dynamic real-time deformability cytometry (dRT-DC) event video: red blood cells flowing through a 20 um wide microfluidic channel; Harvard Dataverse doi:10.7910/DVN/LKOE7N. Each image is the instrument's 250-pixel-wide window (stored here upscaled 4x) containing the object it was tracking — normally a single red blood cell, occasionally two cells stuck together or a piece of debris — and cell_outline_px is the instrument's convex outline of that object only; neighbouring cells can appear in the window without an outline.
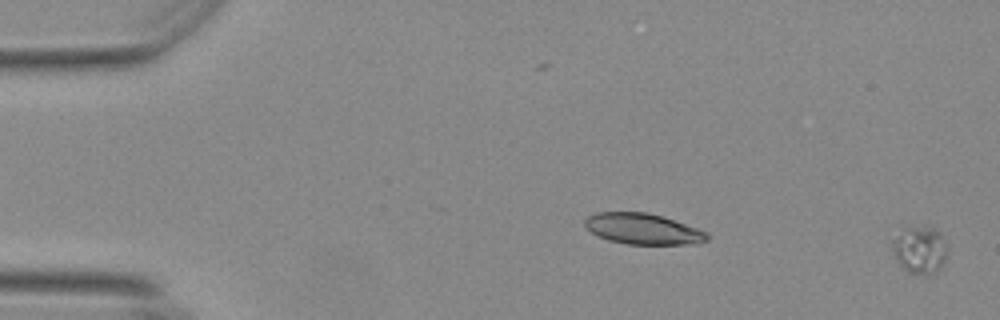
{"species": "Egyptian fruit bat (a non-hibernating species)", "species_latin": "Rousettus aegyptiacus", "temperature_condition": "warm", "stored_images_in_passage": 11, "camera_frame_rate_fps": 3000, "um_per_image_px": 0.085, "animal": {"sex": "female"}, "frame": {"image": 1, "passage_image": 1, "time_ms": 0.0, "image_size_px": [1000, 320], "cell_outline_px": [[948, 252], [940, 268], [936, 272], [924, 276], [908, 272], [896, 260], [888, 244], [908, 224], [932, 224], [940, 232], [948, 248]], "centroid_in_image_um": [78.17, 21.16], "position_along_channel_um": 6.8, "area_um2": 16.18}}